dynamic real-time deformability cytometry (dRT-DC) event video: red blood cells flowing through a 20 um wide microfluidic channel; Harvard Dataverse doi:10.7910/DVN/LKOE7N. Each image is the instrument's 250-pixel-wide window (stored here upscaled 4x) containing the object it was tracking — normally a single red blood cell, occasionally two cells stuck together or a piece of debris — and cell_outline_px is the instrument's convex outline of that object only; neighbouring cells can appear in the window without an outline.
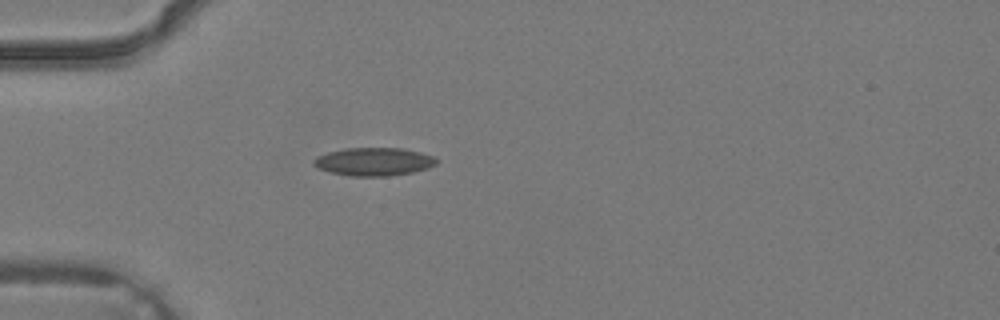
{"species": "common noctule bat (a hibernating species)", "species_latin": "Nyctalus noctula", "temperature_condition": "warm", "stored_images_in_passage": 3, "camera_frame_rate_fps": 3000, "um_per_image_px": 0.085, "animal": {"sex": "male", "body_mass_g": 19.2, "forearm_length_mm": 51.8}, "frame": {"image": 1, "passage_image": 3, "time_ms": 0.667, "image_size_px": [1000, 320], "cell_outline_px": [[436, 164], [428, 168], [412, 172], [388, 176], [348, 176], [332, 172], [320, 168], [312, 164], [312, 160], [316, 156], [328, 152], [344, 148], [404, 148], [420, 152], [432, 156], [436, 160]], "centroid_in_image_um": [31.75, 13.73], "position_along_channel_um": 53.2, "area_um2": 20.06}}